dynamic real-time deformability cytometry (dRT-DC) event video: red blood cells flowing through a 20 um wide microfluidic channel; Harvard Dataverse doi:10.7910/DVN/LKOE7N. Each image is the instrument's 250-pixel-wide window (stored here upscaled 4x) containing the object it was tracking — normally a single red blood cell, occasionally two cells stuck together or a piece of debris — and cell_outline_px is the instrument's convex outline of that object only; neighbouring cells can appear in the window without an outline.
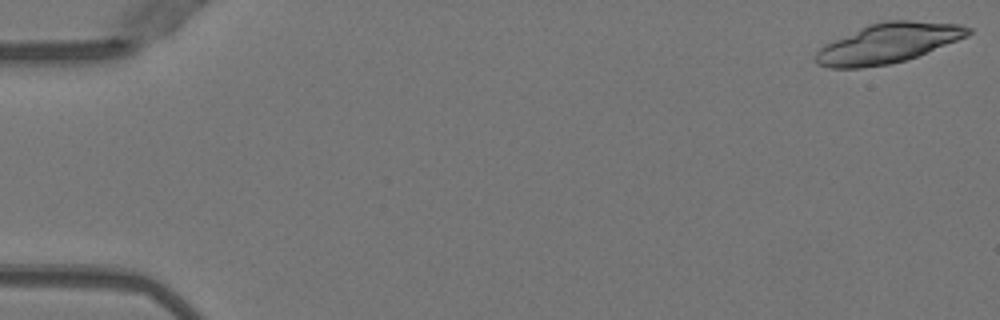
{"species": "Egyptian fruit bat (a non-hibernating species)", "species_latin": "Rousettus aegyptiacus", "temperature_condition": "warm", "stored_images_in_passage": 22, "camera_frame_rate_fps": 3000, "um_per_image_px": 0.085, "animal": {"sex": "female"}, "frame": {"image": 1, "passage_image": 1, "time_ms": 0.0, "image_size_px": [1000, 320], "cell_outline_px": [[972, 32], [968, 36], [916, 56], [904, 60], [888, 64], [860, 68], [828, 68], [816, 64], [812, 60], [812, 56], [824, 44], [868, 24], [884, 20], [908, 20], [960, 24], [972, 28]], "centroid_in_image_um": [75.43, 3.67], "position_along_channel_um": 9.6, "area_um2": 35.37}}
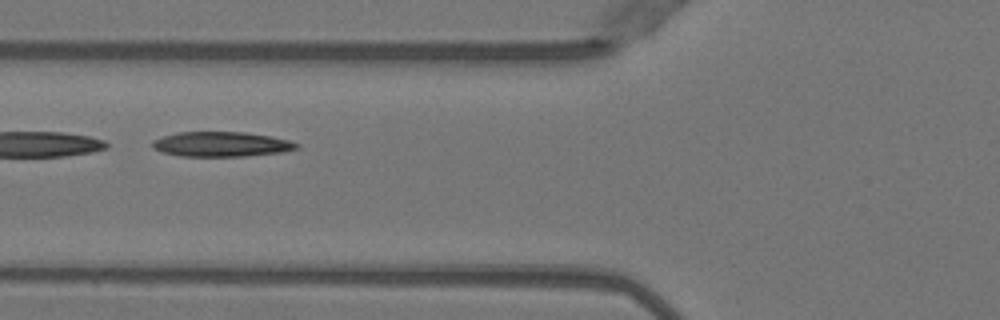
{"frame": {"image": 2, "passage_image": 20, "time_ms": 6.333, "image_size_px": [1000, 320], "cell_outline_px": [[300, 148], [284, 152], [244, 156], [180, 156], [164, 152], [152, 148], [152, 140], [176, 132], [244, 132], [272, 136], [288, 140], [300, 144]], "centroid_in_image_um": [18.85, 12.25], "position_along_channel_um": 107.0, "area_um2": 20.98}}